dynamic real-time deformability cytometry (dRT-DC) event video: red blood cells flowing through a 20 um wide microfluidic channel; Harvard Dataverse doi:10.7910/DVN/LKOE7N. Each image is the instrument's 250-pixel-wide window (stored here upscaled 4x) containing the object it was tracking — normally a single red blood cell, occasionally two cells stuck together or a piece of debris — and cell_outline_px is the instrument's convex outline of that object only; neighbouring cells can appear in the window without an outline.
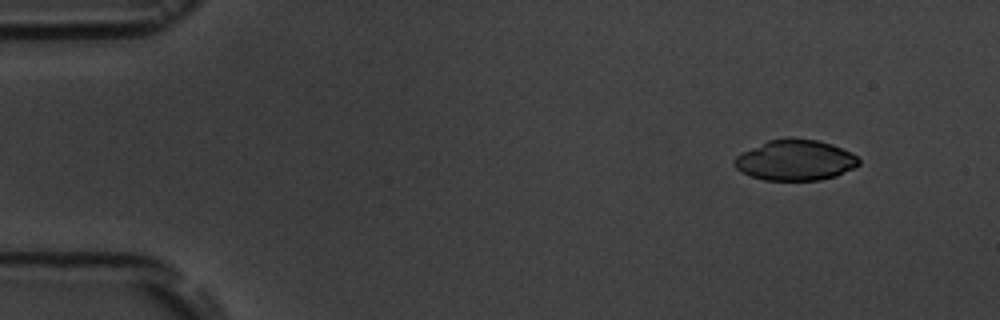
{"species": "common noctule bat (a hibernating species)", "species_latin": "Nyctalus noctula", "temperature_condition": "room temperature", "stored_images_in_passage": 4, "camera_frame_rate_fps": 3000, "um_per_image_px": 0.085, "animal": {"sex": "male", "body_mass_g": 19.5, "forearm_length_mm": 54.6}, "frame": {"image": 1, "passage_image": 1, "time_ms": 0.0, "image_size_px": [1000, 320], "cell_outline_px": [[860, 164], [836, 176], [820, 180], [764, 180], [752, 176], [736, 168], [732, 164], [732, 160], [736, 156], [768, 140], [788, 136], [816, 140], [832, 144], [852, 152], [860, 160]], "centroid_in_image_um": [67.6, 13.6], "position_along_channel_um": 17.4, "area_um2": 29.54}}